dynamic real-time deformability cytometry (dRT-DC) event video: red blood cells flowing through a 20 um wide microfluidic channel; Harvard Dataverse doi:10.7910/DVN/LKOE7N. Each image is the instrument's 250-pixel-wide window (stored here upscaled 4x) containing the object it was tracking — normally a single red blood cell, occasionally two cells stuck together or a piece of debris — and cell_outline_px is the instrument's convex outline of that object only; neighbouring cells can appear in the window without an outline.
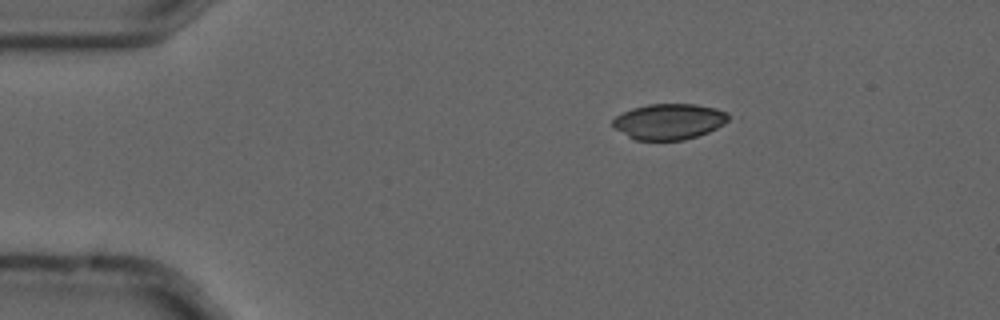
{"species": "common noctule bat (a hibernating species)", "species_latin": "Nyctalus noctula", "temperature_condition": "cold", "stored_images_in_passage": 9, "camera_frame_rate_fps": 3000, "um_per_image_px": 0.085, "animal": {"sex": "male", "forearm_length_mm": 52.5}, "frame": {"image": 1, "passage_image": 1, "time_ms": 0.0, "image_size_px": [1000, 320], "cell_outline_px": [[740, 116], [708, 132], [684, 140], [636, 140], [628, 136], [616, 128], [612, 124], [612, 120], [616, 116], [632, 108], [648, 104], [696, 104], [716, 108]], "centroid_in_image_um": [56.98, 10.31], "position_along_channel_um": 28.0, "area_um2": 24.45}}
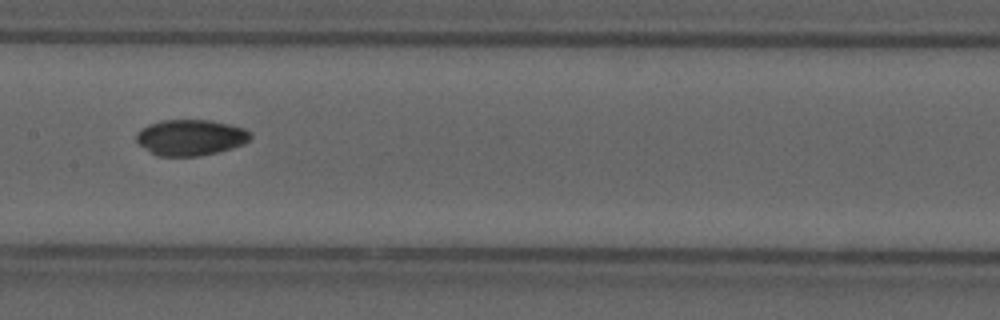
{"frame": {"image": 2, "passage_image": 6, "time_ms": 1.667, "image_size_px": [1000, 320], "cell_outline_px": [[252, 136], [244, 144], [232, 148], [200, 156], [156, 156], [140, 144], [136, 140], [136, 132], [148, 124], [160, 120], [212, 120], [244, 128], [252, 132]], "centroid_in_image_um": [16.2, 11.68], "position_along_channel_um": 191.2, "area_um2": 23.99}}
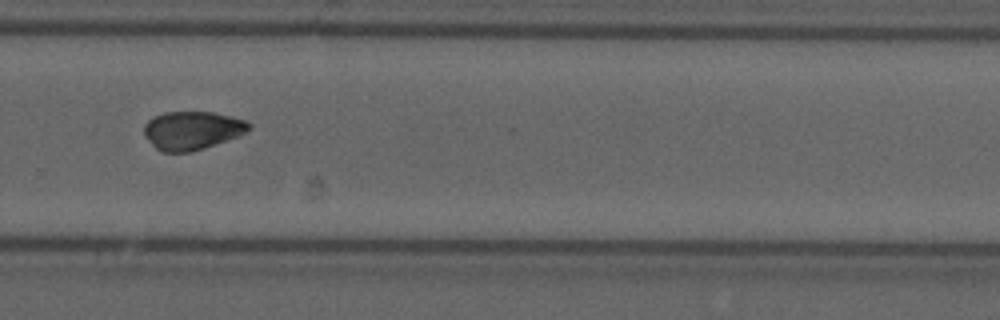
{"frame": {"image": 3, "passage_image": 9, "time_ms": 2.667, "image_size_px": [1000, 320], "cell_outline_px": [[252, 128], [236, 136], [204, 148], [188, 152], [160, 152], [144, 136], [144, 124], [152, 116], [164, 112], [212, 112], [244, 120], [252, 124]], "centroid_in_image_um": [16.28, 11.08], "position_along_channel_um": 313.5, "area_um2": 23.29}}